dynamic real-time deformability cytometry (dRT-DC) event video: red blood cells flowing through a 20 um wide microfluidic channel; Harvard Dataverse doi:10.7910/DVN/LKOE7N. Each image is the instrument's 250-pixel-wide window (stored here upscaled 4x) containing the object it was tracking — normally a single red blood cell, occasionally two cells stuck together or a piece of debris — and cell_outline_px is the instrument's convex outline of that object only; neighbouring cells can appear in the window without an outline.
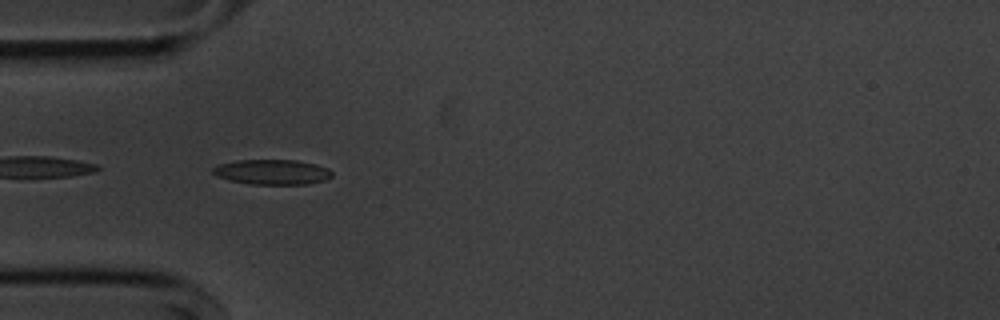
{"species": "common noctule bat (a hibernating species)", "species_latin": "Nyctalus noctula", "temperature_condition": "cold", "stored_images_in_passage": 45, "camera_frame_rate_fps": 3000, "um_per_image_px": 0.085, "animal": {"sex": "male", "body_mass_g": 20.1, "forearm_length_mm": 53.5}, "frame": {"image": 1, "passage_image": 7, "time_ms": 2.0, "image_size_px": [1000, 320], "cell_outline_px": [[332, 176], [324, 180], [308, 184], [248, 184], [228, 180], [216, 176], [212, 172], [212, 168], [216, 164], [236, 160], [296, 160], [316, 164], [328, 168], [332, 172]], "centroid_in_image_um": [23.09, 14.62], "position_along_channel_um": 61.9, "area_um2": 17.57}}
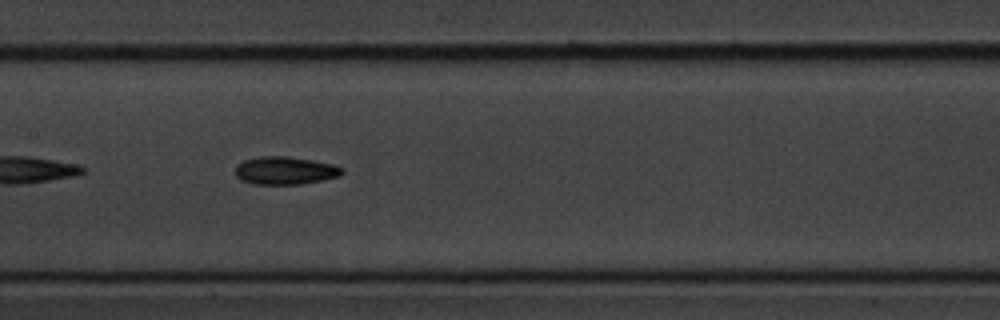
{"frame": {"image": 2, "passage_image": 17, "time_ms": 5.333, "image_size_px": [1000, 320], "cell_outline_px": [[344, 172], [340, 176], [324, 180], [300, 184], [252, 184], [240, 180], [236, 176], [236, 168], [244, 160], [260, 156], [284, 156], [312, 160], [332, 164], [344, 168]], "centroid_in_image_um": [24.26, 14.5], "position_along_channel_um": 183.1, "area_um2": 17.34}}
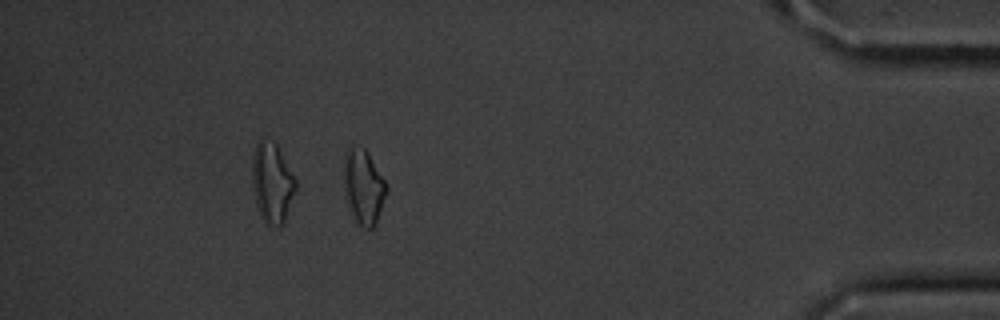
{"frame": {"image": 3, "passage_image": 39, "time_ms": 12.667, "image_size_px": [1000, 320], "cell_outline_px": [[388, 192], [376, 224], [372, 228], [364, 228], [356, 224], [344, 196], [344, 152], [348, 144], [364, 148], [368, 152], [384, 180], [388, 188]], "centroid_in_image_um": [30.88, 15.87], "position_along_channel_um": 404.3, "area_um2": 19.02}, "authors_computed_cell_mechanics": {"area_um2": 17.34, "velocity_mm_per_s": 3.6553, "shape_relaxation_time_tau1_ms": 2.2429, "shape_relaxation_time_tau2_ms": null, "deformation_change_tau1": 0.0937, "deformation_change_tau2": null}}